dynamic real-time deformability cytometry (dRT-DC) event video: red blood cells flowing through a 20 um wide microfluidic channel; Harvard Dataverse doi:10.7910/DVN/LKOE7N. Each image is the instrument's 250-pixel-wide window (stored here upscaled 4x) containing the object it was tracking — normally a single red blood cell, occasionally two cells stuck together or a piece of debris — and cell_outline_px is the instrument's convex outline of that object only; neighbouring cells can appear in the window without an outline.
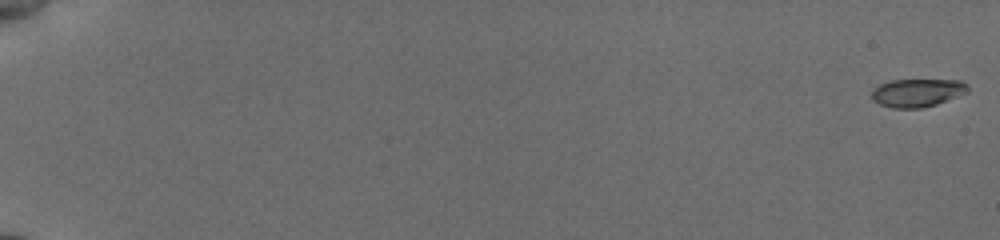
{"species": "common noctule bat (a hibernating species)", "species_latin": "Nyctalus noctula", "temperature_condition": "cold", "stored_images_in_passage": 57, "camera_frame_rate_fps": 3000, "um_per_image_px": 0.085, "animal": {"sex": "female", "body_mass_g": 19.5, "forearm_length_mm": 54.1}, "frame": {"image": 1, "passage_image": 1, "time_ms": 0.0, "image_size_px": [1000, 240], "cell_outline_px": [[968, 92], [936, 104], [920, 108], [892, 108], [880, 104], [872, 100], [872, 92], [880, 84], [892, 80], [960, 80], [968, 84]], "centroid_in_image_um": [77.98, 7.88], "position_along_channel_um": 7.0, "area_um2": 15.61}}
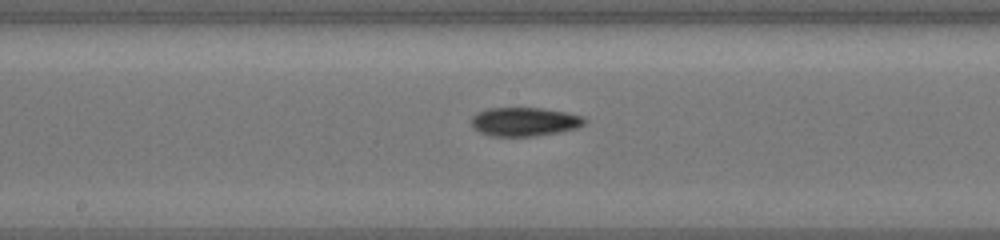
{"frame": {"image": 2, "passage_image": 33, "time_ms": 10.667, "image_size_px": [1000, 240], "cell_outline_px": [[588, 120], [584, 124], [576, 128], [556, 132], [532, 136], [492, 136], [480, 132], [472, 124], [472, 116], [488, 108], [540, 108], [564, 112], [584, 116]], "centroid_in_image_um": [44.61, 10.34], "position_along_channel_um": 203.6, "area_um2": 18.67}}
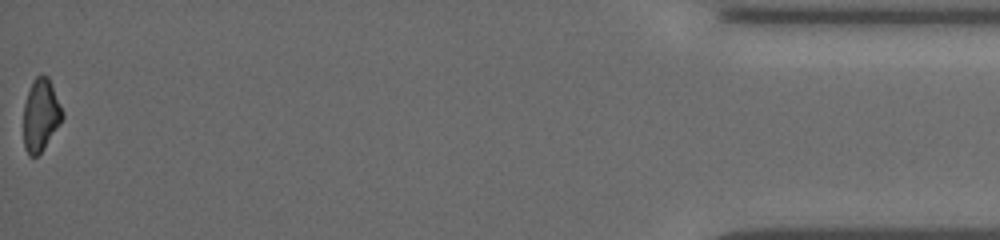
{"frame": {"image": 3, "passage_image": 57, "time_ms": 18.667, "image_size_px": [1000, 240], "cell_outline_px": [[64, 116], [44, 148], [36, 156], [28, 156], [24, 148], [24, 104], [32, 80], [40, 72], [48, 76], [64, 112]], "centroid_in_image_um": [3.46, 9.74], "position_along_channel_um": 431.7, "area_um2": 16.42}, "authors_computed_cell_mechanics": {"area_um2": 17.1666, "velocity_mm_per_s": 3.8429, "shape_relaxation_time_tau1_ms": 5.2028, "shape_relaxation_time_tau2_ms": 4.795, "deformation_change_tau1": 0.1152, "deformation_change_tau2": 0.11}}